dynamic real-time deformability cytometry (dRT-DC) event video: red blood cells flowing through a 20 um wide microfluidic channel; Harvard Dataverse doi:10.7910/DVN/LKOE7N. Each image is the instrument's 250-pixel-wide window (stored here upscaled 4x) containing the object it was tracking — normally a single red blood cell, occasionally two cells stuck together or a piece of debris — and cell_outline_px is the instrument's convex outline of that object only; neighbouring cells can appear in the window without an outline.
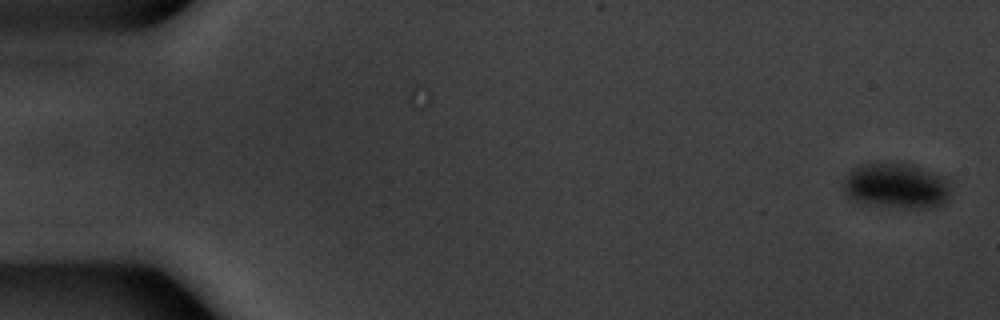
{"species": "common noctule bat (a hibernating species)", "species_latin": "Nyctalus noctula", "temperature_condition": "warm", "stored_images_in_passage": 12, "camera_frame_rate_fps": 3000, "um_per_image_px": 0.085, "animal": {"sex": "male", "body_mass_g": 20.1, "forearm_length_mm": 53.5}, "frame": {"image": 1, "passage_image": 1, "time_ms": 0.0, "image_size_px": [1000, 320], "cell_outline_px": [[948, 200], [944, 204], [932, 208], [896, 208], [860, 204], [848, 200], [844, 192], [844, 180], [848, 172], [852, 168], [864, 164], [900, 160], [916, 164], [944, 176], [948, 180]], "centroid_in_image_um": [76.16, 15.78], "position_along_channel_um": 8.8, "area_um2": 29.77}}